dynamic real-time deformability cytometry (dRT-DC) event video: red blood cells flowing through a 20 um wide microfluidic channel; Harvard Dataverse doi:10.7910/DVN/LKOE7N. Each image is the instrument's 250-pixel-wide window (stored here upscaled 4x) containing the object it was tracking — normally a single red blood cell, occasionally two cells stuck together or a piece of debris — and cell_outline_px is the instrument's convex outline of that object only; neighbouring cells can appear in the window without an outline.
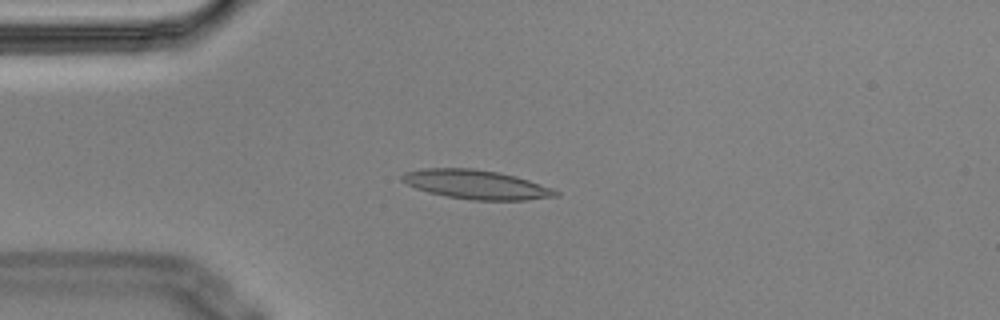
{"species": "Egyptian fruit bat (a non-hibernating species)", "species_latin": "Rousettus aegyptiacus", "temperature_condition": "cold", "stored_images_in_passage": 4, "camera_frame_rate_fps": 3000, "um_per_image_px": 0.085, "animal": {"sex": "male"}, "frame": {"image": 1, "passage_image": 4, "time_ms": 1.0, "image_size_px": [1000, 320], "cell_outline_px": [[560, 196], [524, 200], [472, 200], [448, 196], [428, 192], [416, 188], [400, 180], [400, 176], [404, 172], [424, 168], [472, 168], [496, 172], [516, 176], [552, 188], [560, 192]], "centroid_in_image_um": [40.47, 15.68], "position_along_channel_um": 44.5, "area_um2": 25.95}}